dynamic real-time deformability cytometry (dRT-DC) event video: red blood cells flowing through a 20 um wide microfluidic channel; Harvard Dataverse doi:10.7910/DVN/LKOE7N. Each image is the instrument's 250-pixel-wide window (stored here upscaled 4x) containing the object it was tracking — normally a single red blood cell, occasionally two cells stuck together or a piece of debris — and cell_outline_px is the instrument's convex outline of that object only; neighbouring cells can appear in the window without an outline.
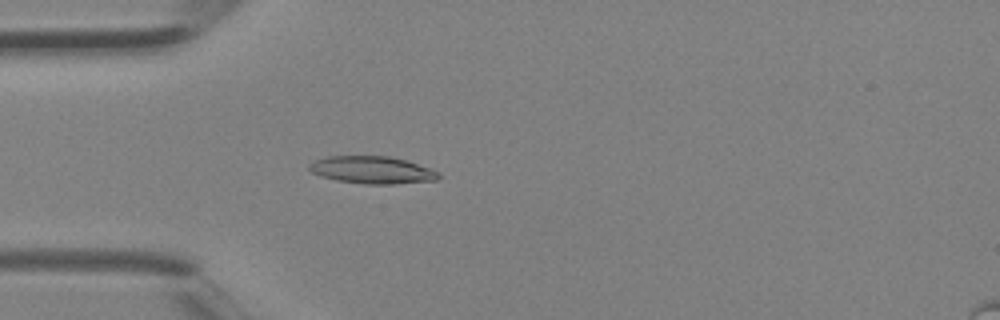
{"species": "Egyptian fruit bat (a non-hibernating species)", "species_latin": "Rousettus aegyptiacus", "temperature_condition": "room temperature", "stored_images_in_passage": 3, "camera_frame_rate_fps": 3000, "um_per_image_px": 0.085, "animal": {"sex": "female"}, "frame": {"image": 1, "passage_image": 3, "time_ms": 0.667, "image_size_px": [1000, 320], "cell_outline_px": [[440, 176], [436, 180], [396, 184], [364, 184], [336, 180], [320, 176], [312, 172], [308, 168], [308, 164], [316, 160], [328, 156], [388, 156], [404, 160], [432, 168], [440, 172]], "centroid_in_image_um": [31.64, 14.45], "position_along_channel_um": 53.4, "area_um2": 20.69}}